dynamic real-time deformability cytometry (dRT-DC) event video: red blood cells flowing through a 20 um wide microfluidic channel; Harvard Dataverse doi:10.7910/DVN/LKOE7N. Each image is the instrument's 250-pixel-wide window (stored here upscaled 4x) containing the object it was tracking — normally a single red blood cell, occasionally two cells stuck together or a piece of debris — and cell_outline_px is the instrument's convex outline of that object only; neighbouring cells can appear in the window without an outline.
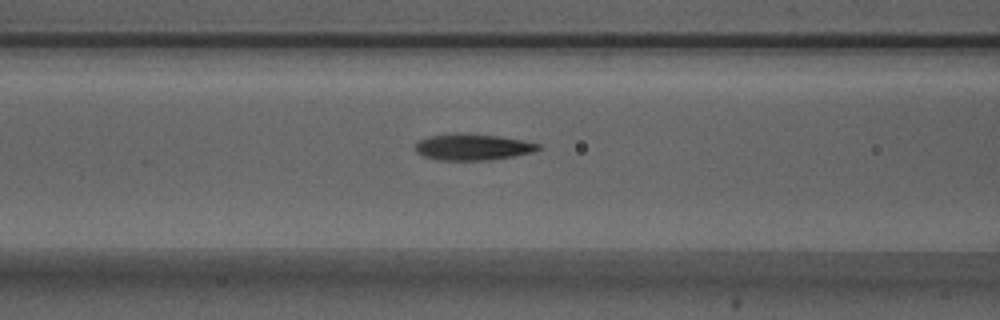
{"species": "Egyptian fruit bat (a non-hibernating species)", "species_latin": "Rousettus aegyptiacus", "temperature_condition": "warm", "stored_images_in_passage": 37, "camera_frame_rate_fps": 3000, "um_per_image_px": 0.085, "animal": {"sex": "male"}, "frame": {"image": 1, "passage_image": 8, "time_ms": 2.333, "image_size_px": [1000, 320], "cell_outline_px": [[540, 148], [532, 152], [512, 156], [488, 160], [436, 160], [424, 156], [416, 152], [416, 144], [420, 140], [428, 136], [456, 132], [496, 136], [520, 140], [540, 144]], "centroid_in_image_um": [40.12, 12.49], "position_along_channel_um": 126.5, "area_um2": 18.67}}
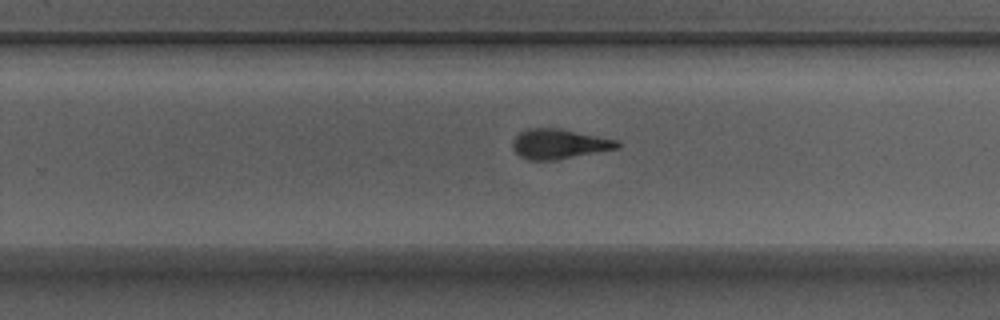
{"frame": {"image": 2, "passage_image": 20, "time_ms": 6.333, "image_size_px": [1000, 320], "cell_outline_px": [[624, 144], [620, 148], [556, 160], [528, 160], [520, 156], [512, 148], [512, 140], [520, 132], [528, 128], [560, 128], [620, 140]], "centroid_in_image_um": [47.58, 12.23], "position_along_channel_um": 282.2, "area_um2": 18.55}}
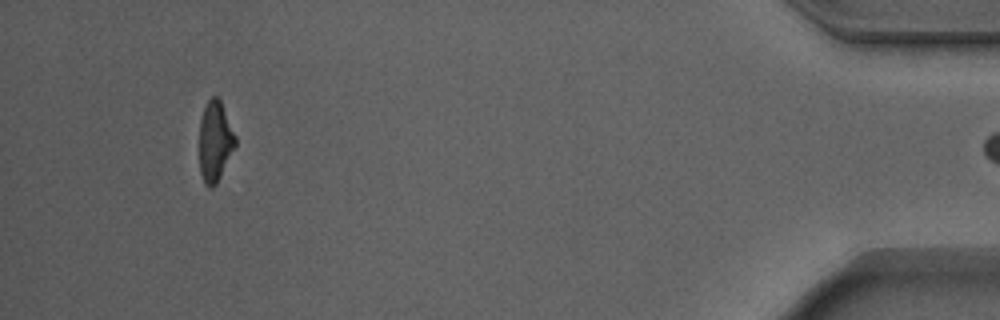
{"frame": {"image": 3, "passage_image": 36, "time_ms": 11.667, "image_size_px": [1000, 320], "cell_outline_px": [[236, 144], [216, 184], [212, 188], [208, 188], [204, 184], [200, 172], [200, 120], [204, 108], [208, 100], [212, 96], [216, 96], [220, 100], [236, 136]], "centroid_in_image_um": [18.27, 12.03], "position_along_channel_um": 416.9, "area_um2": 16.65}}